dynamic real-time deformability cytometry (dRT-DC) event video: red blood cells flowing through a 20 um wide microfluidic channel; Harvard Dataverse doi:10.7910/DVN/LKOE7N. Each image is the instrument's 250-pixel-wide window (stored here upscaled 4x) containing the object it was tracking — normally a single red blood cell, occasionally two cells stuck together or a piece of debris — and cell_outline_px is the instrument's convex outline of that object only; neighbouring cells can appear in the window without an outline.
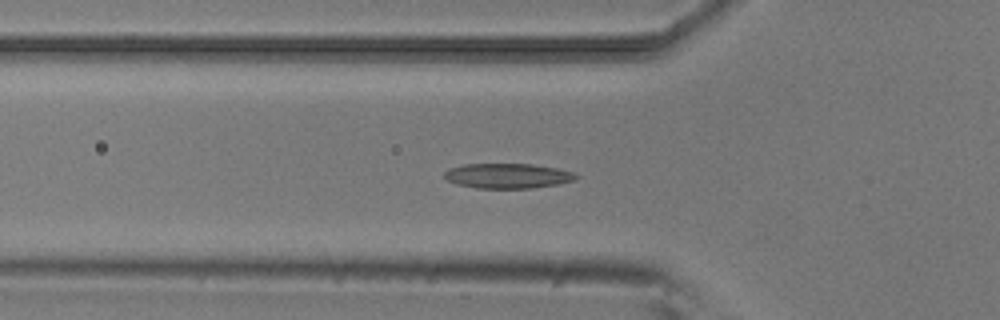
{"species": "common noctule bat (a hibernating species)", "species_latin": "Nyctalus noctula", "temperature_condition": "room temperature", "stored_images_in_passage": 54, "camera_frame_rate_fps": 3000, "um_per_image_px": 0.085, "animal": {"sex": "male", "body_mass_g": 20.5, "forearm_length_mm": 52.5}, "frame": {"image": 1, "passage_image": 18, "time_ms": 5.667, "image_size_px": [1000, 320], "cell_outline_px": [[580, 176], [576, 180], [556, 184], [532, 188], [476, 188], [456, 184], [448, 180], [444, 176], [444, 172], [448, 168], [464, 164], [532, 164], [556, 168], [572, 172]], "centroid_in_image_um": [43.14, 14.94], "position_along_channel_um": 82.7, "area_um2": 19.13}}
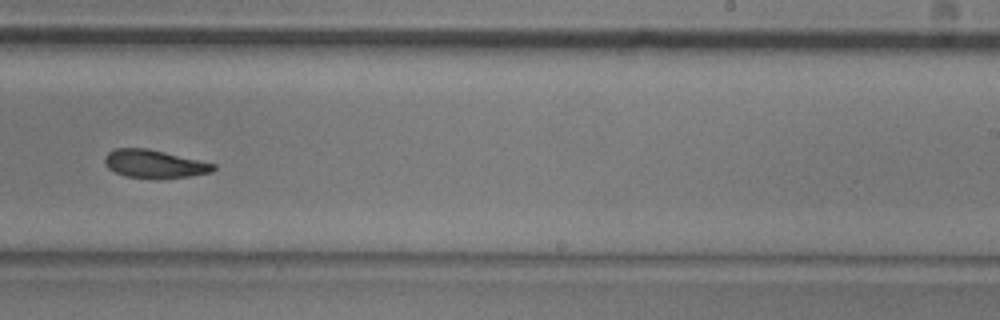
{"frame": {"image": 2, "passage_image": 33, "time_ms": 10.667, "image_size_px": [1000, 320], "cell_outline_px": [[216, 168], [212, 172], [188, 176], [124, 176], [108, 168], [104, 164], [104, 156], [108, 152], [116, 148], [148, 148], [216, 164]], "centroid_in_image_um": [13.09, 13.89], "position_along_channel_um": 275.9, "area_um2": 17.17}}
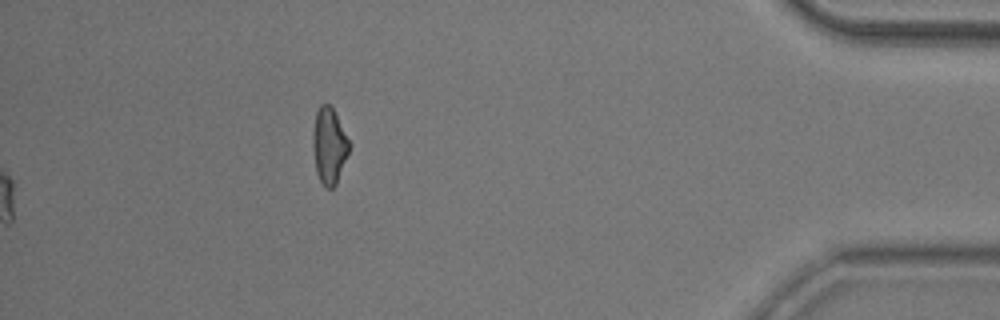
{"frame": {"image": 3, "passage_image": 54, "time_ms": 17.667, "image_size_px": [1000, 320], "cell_outline_px": [[348, 152], [336, 184], [332, 188], [328, 188], [320, 180], [316, 172], [312, 148], [312, 136], [316, 112], [320, 104], [328, 104], [332, 108], [348, 140]], "centroid_in_image_um": [27.93, 12.39], "position_along_channel_um": 407.3, "area_um2": 15.61}, "authors_computed_cell_mechanics": {"area_um2": 18.496, "velocity_mm_per_s": 3.8522, "shape_relaxation_time_tau1_ms": 6.8299, "shape_relaxation_time_tau2_ms": 5.019, "deformation_change_tau1": 0.1502, "deformation_change_tau2": 0.1055}}